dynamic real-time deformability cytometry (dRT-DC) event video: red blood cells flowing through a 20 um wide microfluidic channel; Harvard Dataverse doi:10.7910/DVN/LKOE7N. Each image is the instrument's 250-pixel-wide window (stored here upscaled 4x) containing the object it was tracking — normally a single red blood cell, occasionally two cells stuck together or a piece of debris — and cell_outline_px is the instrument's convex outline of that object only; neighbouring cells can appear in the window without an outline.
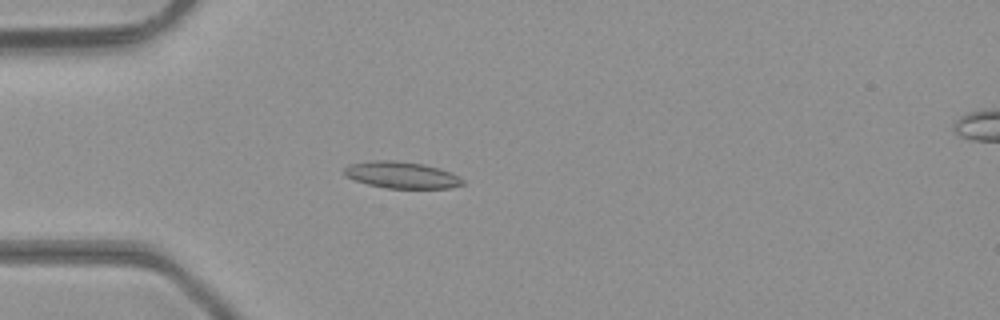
{"species": "common noctule bat (a hibernating species)", "species_latin": "Nyctalus noctula", "temperature_condition": "room temperature", "stored_images_in_passage": 30, "camera_frame_rate_fps": 3000, "um_per_image_px": 0.085, "animal": {"sex": "male", "body_mass_g": 23.1, "forearm_length_mm": 52.7}, "frame": {"image": 1, "passage_image": 2, "time_ms": 0.333, "image_size_px": [1000, 320], "cell_outline_px": [[464, 184], [448, 188], [388, 188], [368, 184], [344, 176], [344, 168], [348, 164], [372, 160], [396, 160], [424, 164], [440, 168], [464, 180]], "centroid_in_image_um": [34.09, 14.86], "position_along_channel_um": 50.9, "area_um2": 18.32}}
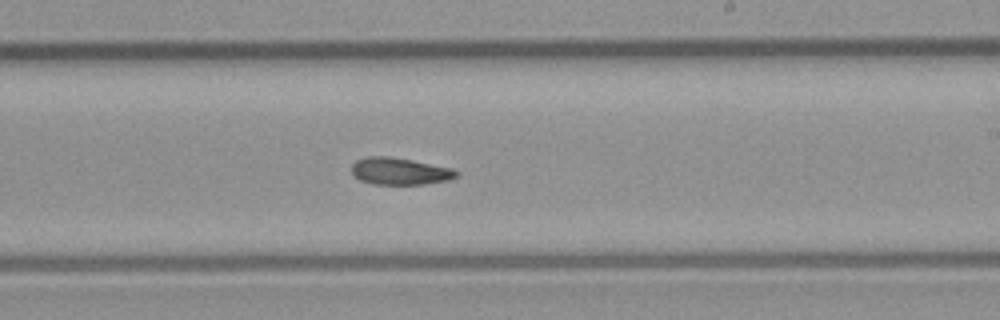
{"frame": {"image": 2, "passage_image": 17, "time_ms": 5.333, "image_size_px": [1000, 320], "cell_outline_px": [[460, 172], [456, 176], [448, 180], [424, 184], [372, 184], [360, 180], [352, 172], [352, 164], [356, 160], [368, 156], [388, 156], [412, 160], [452, 168]], "centroid_in_image_um": [33.98, 14.55], "position_along_channel_um": 255.0, "area_um2": 16.42}}
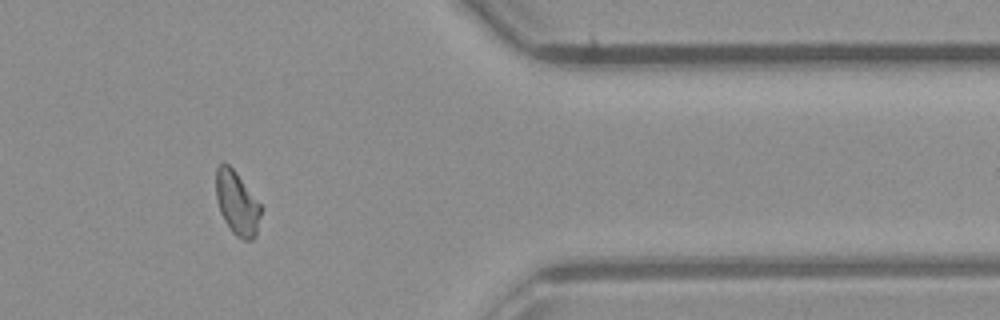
{"frame": {"image": 3, "passage_image": 28, "time_ms": 9.0, "image_size_px": [1000, 320], "cell_outline_px": [[260, 216], [256, 236], [252, 240], [244, 240], [236, 236], [232, 232], [224, 220], [220, 212], [216, 200], [216, 168], [224, 160], [236, 172], [260, 204]], "centroid_in_image_um": [20.12, 17.27], "position_along_channel_um": 391.3, "area_um2": 16.59}, "authors_computed_cell_mechanics": {"area_um2": 16.9932, "velocity_mm_per_s": 4.3231, "shape_relaxation_time_tau1_ms": null, "shape_relaxation_time_tau2_ms": 9.3342, "deformation_change_tau1": null, "deformation_change_tau2": 0.1199}}